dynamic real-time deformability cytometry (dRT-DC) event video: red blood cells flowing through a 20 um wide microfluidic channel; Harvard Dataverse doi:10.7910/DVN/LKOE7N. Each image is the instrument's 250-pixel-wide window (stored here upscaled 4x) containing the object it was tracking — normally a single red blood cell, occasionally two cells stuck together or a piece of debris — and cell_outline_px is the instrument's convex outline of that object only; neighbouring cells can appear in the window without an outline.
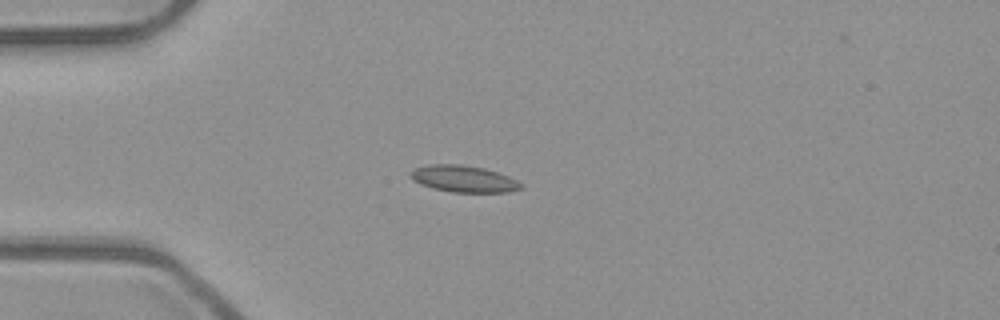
{"species": "common noctule bat (a hibernating species)", "species_latin": "Nyctalus noctula", "temperature_condition": "room temperature", "stored_images_in_passage": 7, "camera_frame_rate_fps": 3000, "um_per_image_px": 0.085, "animal": {"sex": "male", "body_mass_g": 23.1, "forearm_length_mm": 52.7}, "frame": {"image": 1, "passage_image": 5, "time_ms": 1.333, "image_size_px": [1000, 320], "cell_outline_px": [[524, 188], [508, 192], [452, 192], [432, 188], [420, 184], [412, 180], [408, 172], [416, 168], [428, 164], [460, 164], [484, 168], [508, 176], [524, 184]], "centroid_in_image_um": [39.4, 15.2], "position_along_channel_um": 45.6, "area_um2": 17.28}}
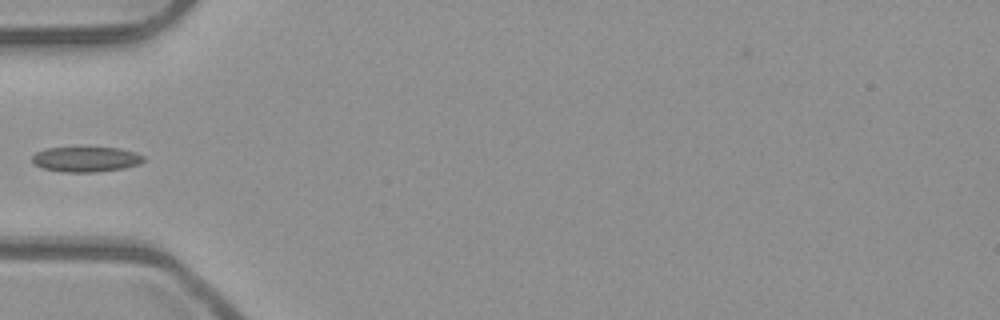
{"frame": {"image": 2, "passage_image": 6, "time_ms": 1.667, "image_size_px": [1000, 320], "cell_outline_px": [[144, 160], [140, 164], [124, 168], [96, 172], [60, 172], [40, 168], [32, 164], [32, 156], [36, 152], [48, 148], [120, 148], [136, 152], [144, 156]], "centroid_in_image_um": [7.29, 13.55], "position_along_channel_um": 77.7, "area_um2": 16.47}}
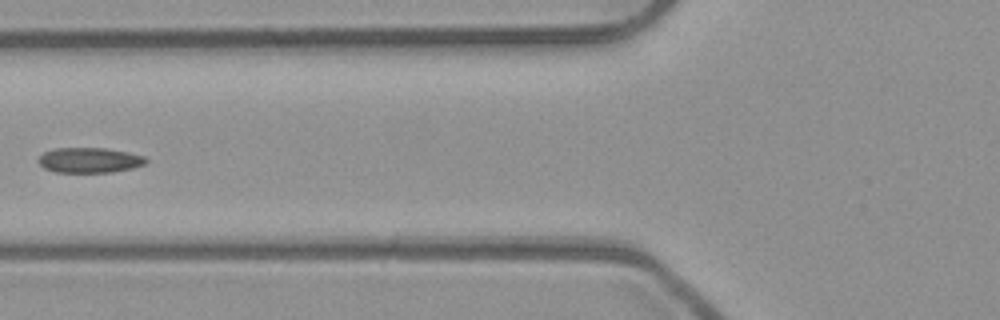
{"frame": {"image": 3, "passage_image": 7, "time_ms": 2.0, "image_size_px": [1000, 320], "cell_outline_px": [[148, 160], [144, 164], [132, 168], [112, 172], [56, 172], [44, 168], [36, 160], [44, 152], [56, 148], [104, 148], [128, 152], [144, 156]], "centroid_in_image_um": [7.59, 13.61], "position_along_channel_um": 118.2, "area_um2": 15.72}}